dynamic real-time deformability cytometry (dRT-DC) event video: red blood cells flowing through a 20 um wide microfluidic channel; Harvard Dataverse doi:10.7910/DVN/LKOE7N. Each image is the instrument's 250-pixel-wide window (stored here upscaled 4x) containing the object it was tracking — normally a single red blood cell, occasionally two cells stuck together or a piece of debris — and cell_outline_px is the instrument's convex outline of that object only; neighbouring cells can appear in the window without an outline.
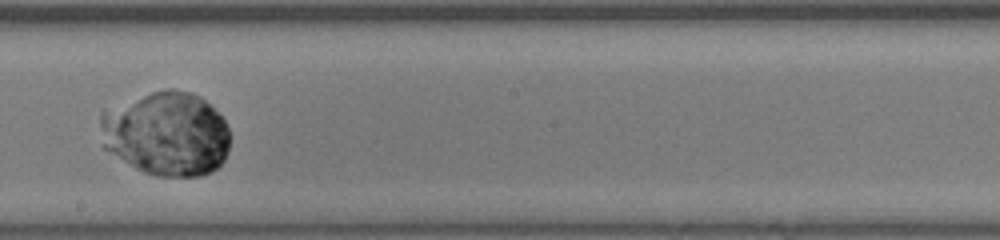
{"species": "human", "species_latin": "Homo sapiens", "temperature_condition": "room temperature", "stored_images_in_passage": 30, "camera_frame_rate_fps": 3000, "um_per_image_px": 0.085, "donor": {"sex": "male"}, "frame": {"image": 1, "passage_image": 14, "time_ms": 4.333, "image_size_px": [1000, 240], "cell_outline_px": [[228, 152], [224, 160], [212, 172], [200, 176], [156, 176], [144, 172], [136, 168], [104, 148], [100, 124], [100, 112], [104, 108], [152, 92], [168, 88], [172, 88], [192, 92], [200, 96], [224, 120], [228, 128]], "centroid_in_image_um": [14.13, 11.36], "position_along_channel_um": 234.1, "area_um2": 63.75}}